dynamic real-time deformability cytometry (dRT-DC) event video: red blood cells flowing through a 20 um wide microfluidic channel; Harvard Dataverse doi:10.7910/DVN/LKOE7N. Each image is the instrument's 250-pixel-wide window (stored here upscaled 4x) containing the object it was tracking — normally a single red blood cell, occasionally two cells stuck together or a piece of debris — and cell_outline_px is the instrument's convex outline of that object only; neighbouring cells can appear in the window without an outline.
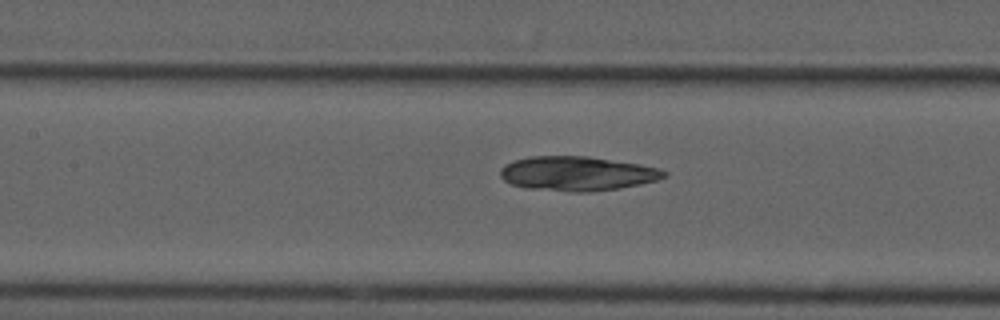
{"species": "common noctule bat (a hibernating species)", "species_latin": "Nyctalus noctula", "temperature_condition": "cold", "stored_images_in_passage": 9, "segment_of_instrument_passage": [2, 2], "camera_frame_rate_fps": 3000, "um_per_image_px": 0.085, "animal": {"sex": "male", "forearm_length_mm": 52.5}, "frame": {"image": 1, "passage_image": 9, "time_ms": 2.667, "image_size_px": [1000, 320], "cell_outline_px": [[668, 176], [656, 180], [640, 184], [620, 188], [588, 192], [572, 192], [524, 188], [512, 184], [504, 180], [500, 176], [500, 168], [504, 164], [516, 160], [532, 156], [588, 156], [640, 164], [660, 168], [668, 172]], "centroid_in_image_um": [49.07, 14.75], "position_along_channel_um": 158.3, "area_um2": 33.0}}